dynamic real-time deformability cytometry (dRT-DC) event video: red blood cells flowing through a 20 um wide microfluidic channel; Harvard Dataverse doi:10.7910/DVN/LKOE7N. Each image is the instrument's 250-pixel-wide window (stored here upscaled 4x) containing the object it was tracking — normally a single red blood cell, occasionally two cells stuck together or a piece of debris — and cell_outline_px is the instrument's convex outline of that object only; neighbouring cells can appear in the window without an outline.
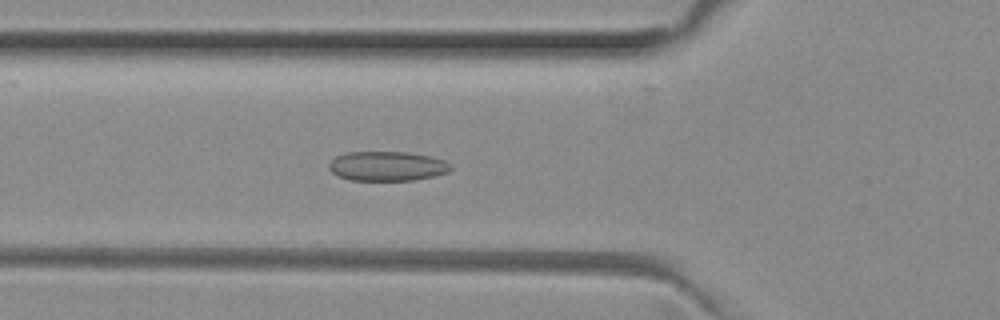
{"species": "common noctule bat (a hibernating species)", "species_latin": "Nyctalus noctula", "temperature_condition": "room temperature", "stored_images_in_passage": 50, "camera_frame_rate_fps": 3000, "um_per_image_px": 0.085, "animal": {"sex": "female", "body_mass_g": 29.2, "forearm_length_mm": 56.3}, "frame": {"image": 1, "passage_image": 17, "time_ms": 5.333, "image_size_px": [1000, 320], "cell_outline_px": [[452, 168], [448, 172], [436, 176], [412, 180], [348, 180], [332, 172], [328, 168], [328, 164], [336, 156], [348, 152], [408, 152], [428, 156], [444, 160], [452, 164]], "centroid_in_image_um": [32.92, 14.12], "position_along_channel_um": 92.9, "area_um2": 20.98}}
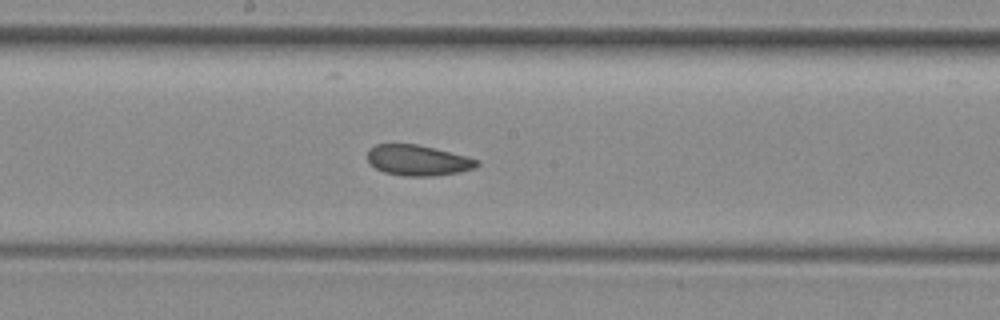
{"frame": {"image": 2, "passage_image": 26, "time_ms": 8.333, "image_size_px": [1000, 320], "cell_outline_px": [[480, 164], [476, 168], [460, 172], [432, 176], [404, 176], [384, 172], [368, 164], [368, 148], [376, 144], [416, 144], [480, 160]], "centroid_in_image_um": [35.5, 13.64], "position_along_channel_um": 212.7, "area_um2": 19.48}}
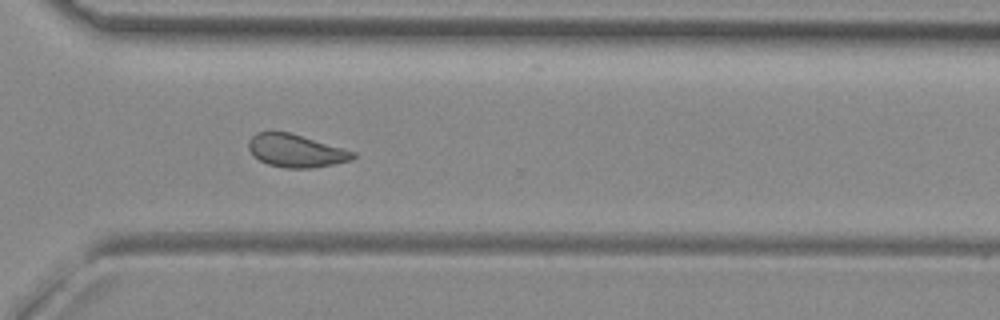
{"frame": {"image": 3, "passage_image": 36, "time_ms": 11.667, "image_size_px": [1000, 320], "cell_outline_px": [[356, 156], [352, 160], [312, 168], [284, 168], [268, 164], [252, 156], [248, 148], [248, 140], [256, 132], [292, 132], [356, 152]], "centroid_in_image_um": [25.14, 12.81], "position_along_channel_um": 345.5, "area_um2": 20.17}, "authors_computed_cell_mechanics": {"area_um2": 20.5768, "velocity_mm_per_s": 3.9852, "shape_relaxation_time_tau1_ms": null, "shape_relaxation_time_tau2_ms": 2.8203, "deformation_change_tau1": null, "deformation_change_tau2": 0.078}}